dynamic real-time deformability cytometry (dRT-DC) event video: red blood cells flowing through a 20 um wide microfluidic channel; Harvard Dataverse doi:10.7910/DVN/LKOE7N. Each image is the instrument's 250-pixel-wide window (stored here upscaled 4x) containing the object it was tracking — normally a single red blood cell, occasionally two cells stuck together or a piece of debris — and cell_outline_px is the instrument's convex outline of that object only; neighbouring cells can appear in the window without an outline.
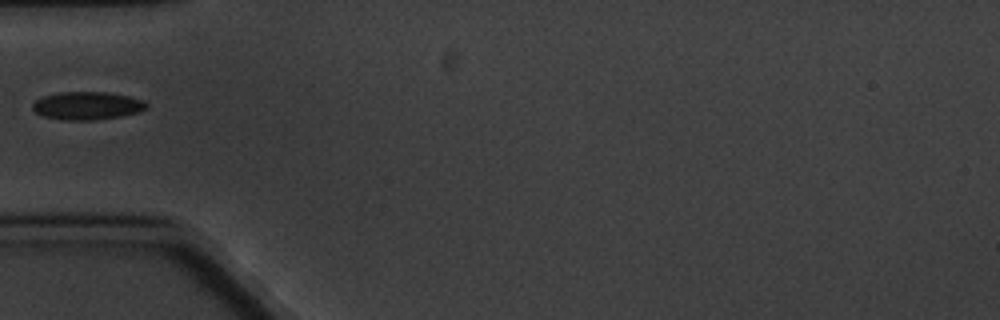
{"species": "common noctule bat (a hibernating species)", "species_latin": "Nyctalus noctula", "temperature_condition": "cold", "stored_images_in_passage": 1, "camera_frame_rate_fps": 3000, "um_per_image_px": 0.085, "animal": {"sex": "male", "body_mass_g": 20.1, "forearm_length_mm": 53.5}, "frame": {"image": 1, "passage_image": 1, "time_ms": 0.0, "image_size_px": [1000, 320], "cell_outline_px": [[148, 108], [140, 112], [120, 116], [92, 120], [64, 120], [44, 116], [36, 112], [32, 108], [32, 104], [36, 100], [44, 96], [60, 92], [104, 92], [128, 96], [144, 100], [148, 104]], "centroid_in_image_um": [7.44, 8.98], "position_along_channel_um": 77.6, "area_um2": 18.5}}